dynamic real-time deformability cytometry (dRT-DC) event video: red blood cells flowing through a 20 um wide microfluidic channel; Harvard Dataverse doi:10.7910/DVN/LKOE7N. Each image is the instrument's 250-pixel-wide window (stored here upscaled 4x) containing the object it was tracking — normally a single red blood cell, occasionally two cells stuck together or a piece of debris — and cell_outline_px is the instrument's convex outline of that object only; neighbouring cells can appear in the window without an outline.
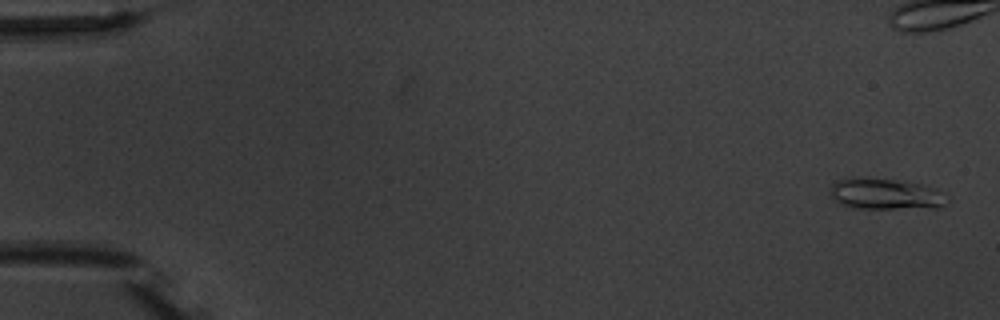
{"species": "common noctule bat (a hibernating species)", "species_latin": "Nyctalus noctula", "temperature_condition": "warm", "stored_images_in_passage": 6, "camera_frame_rate_fps": 3000, "um_per_image_px": 0.085, "animal": {"sex": "male", "body_mass_g": 20.1, "forearm_length_mm": 53.5}, "frame": {"image": 1, "passage_image": 1, "time_ms": 0.0, "image_size_px": [1000, 320], "cell_outline_px": [[944, 204], [940, 208], [852, 208], [840, 204], [832, 196], [832, 184], [840, 180], [892, 180], [920, 184], [936, 188]], "centroid_in_image_um": [75.26, 16.54], "position_along_channel_um": 9.7, "area_um2": 19.83}}
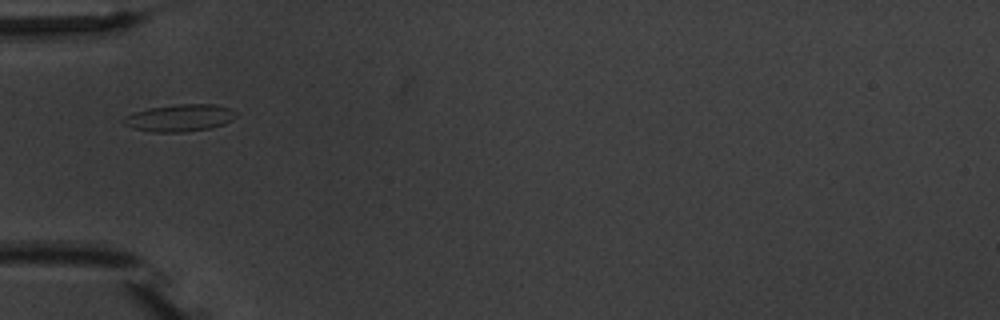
{"frame": {"image": 2, "passage_image": 6, "time_ms": 6.667, "image_size_px": [1000, 320], "cell_outline_px": [[240, 112], [232, 120], [224, 124], [212, 128], [184, 132], [152, 132], [132, 128], [124, 124], [120, 120], [124, 116], [148, 108], [172, 104], [216, 104]], "centroid_in_image_um": [15.29, 10.02], "position_along_channel_um": 69.7, "area_um2": 18.09}}